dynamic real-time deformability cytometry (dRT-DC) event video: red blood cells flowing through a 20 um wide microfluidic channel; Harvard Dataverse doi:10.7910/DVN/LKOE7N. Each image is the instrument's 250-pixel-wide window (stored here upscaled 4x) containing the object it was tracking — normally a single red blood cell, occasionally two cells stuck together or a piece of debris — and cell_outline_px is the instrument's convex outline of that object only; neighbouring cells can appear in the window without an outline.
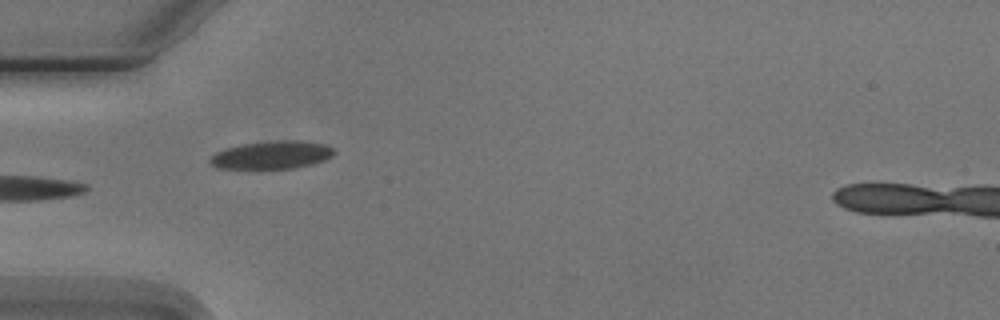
{"species": "Egyptian fruit bat (a non-hibernating species)", "species_latin": "Rousettus aegyptiacus", "temperature_condition": "cold", "stored_images_in_passage": 5, "camera_frame_rate_fps": 3000, "um_per_image_px": 0.085, "animal": {"sex": "male"}, "frame": {"image": 1, "passage_image": 4, "time_ms": 4.333, "image_size_px": [1000, 320], "cell_outline_px": [[332, 156], [324, 160], [312, 164], [292, 168], [216, 168], [208, 160], [216, 152], [224, 148], [244, 144], [276, 140], [300, 140], [324, 144], [332, 148]], "centroid_in_image_um": [23.08, 13.16], "position_along_channel_um": 61.9, "area_um2": 19.94}}
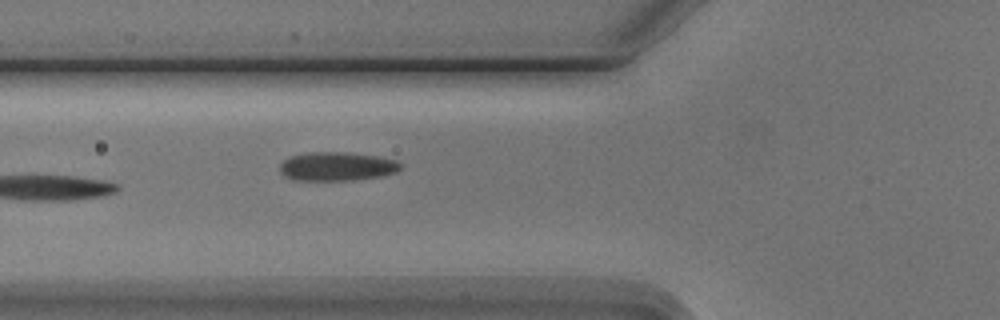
{"frame": {"image": 2, "passage_image": 5, "time_ms": 5.333, "image_size_px": [1000, 320], "cell_outline_px": [[400, 168], [396, 172], [380, 176], [348, 180], [296, 180], [284, 176], [280, 172], [280, 164], [288, 156], [308, 152], [348, 152], [376, 156], [396, 160], [400, 164]], "centroid_in_image_um": [28.59, 14.13], "position_along_channel_um": 97.2, "area_um2": 20.17}}